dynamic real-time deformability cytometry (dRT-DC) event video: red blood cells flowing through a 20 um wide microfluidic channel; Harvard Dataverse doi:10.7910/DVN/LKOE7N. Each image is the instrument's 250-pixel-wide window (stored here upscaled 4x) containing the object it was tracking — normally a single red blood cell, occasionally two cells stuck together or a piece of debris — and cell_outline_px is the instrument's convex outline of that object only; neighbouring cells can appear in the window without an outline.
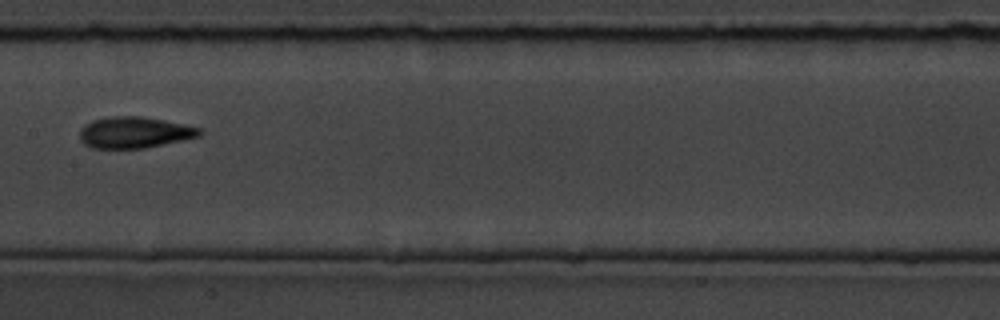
{"species": "common noctule bat (a hibernating species)", "species_latin": "Nyctalus noctula", "temperature_condition": "room temperature", "stored_images_in_passage": 17, "camera_frame_rate_fps": 3000, "um_per_image_px": 0.085, "animal": {"sex": "male", "body_mass_g": 19.5, "forearm_length_mm": 54.6}, "frame": {"image": 1, "passage_image": 8, "time_ms": 8.0, "image_size_px": [1000, 320], "cell_outline_px": [[204, 132], [200, 136], [144, 148], [92, 148], [84, 144], [80, 140], [80, 128], [84, 124], [92, 120], [108, 116], [140, 116], [164, 120], [200, 128]], "centroid_in_image_um": [11.39, 11.25], "position_along_channel_um": 196.0, "area_um2": 21.85}}
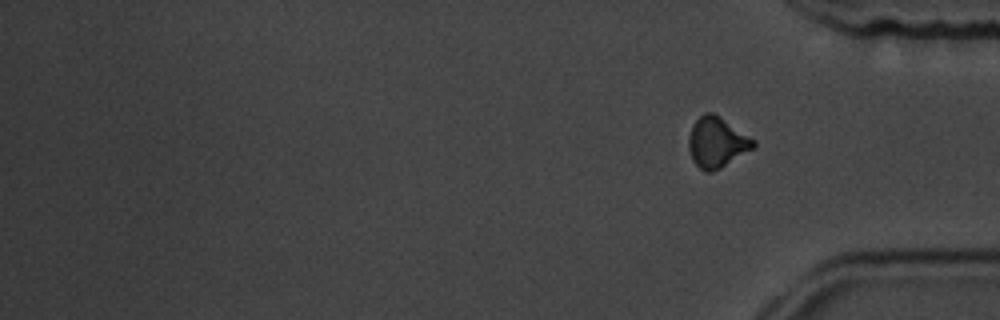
{"frame": {"image": 2, "passage_image": 17, "time_ms": 18.0, "image_size_px": [1000, 320], "cell_outline_px": [[756, 148], [720, 168], [712, 172], [704, 172], [692, 160], [688, 144], [688, 140], [692, 124], [704, 112], [712, 112], [756, 140]], "centroid_in_image_um": [60.95, 12.11], "position_along_channel_um": 374.3, "area_um2": 19.07}, "authors_computed_cell_mechanics": {"area_um2": 20.519, "velocity_mm_per_s": 3.6194, "shape_relaxation_time_tau1_ms": 2.8297, "shape_relaxation_time_tau2_ms": 2.9838, "deformation_change_tau1": 0.1638, "deformation_change_tau2": 0.0887}}